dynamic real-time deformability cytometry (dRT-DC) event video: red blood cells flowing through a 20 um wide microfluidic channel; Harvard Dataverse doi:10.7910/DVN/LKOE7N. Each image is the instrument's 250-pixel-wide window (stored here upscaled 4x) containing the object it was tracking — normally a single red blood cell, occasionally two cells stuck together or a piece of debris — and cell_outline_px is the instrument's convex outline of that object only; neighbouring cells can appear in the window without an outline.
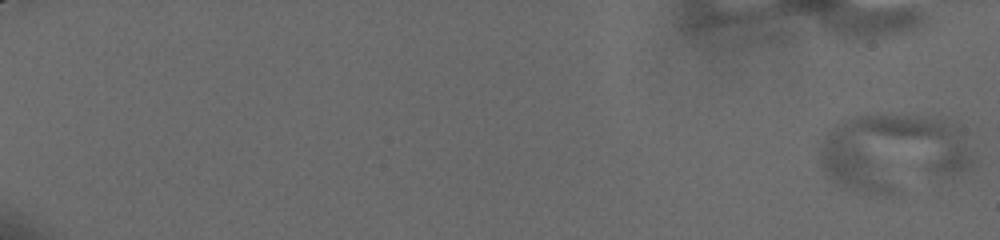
{"species": "human", "species_latin": "Homo sapiens", "temperature_condition": "cold", "stored_images_in_passage": 47, "camera_frame_rate_fps": 3000, "um_per_image_px": 0.085, "donor": {"sex": "male"}, "frame": {"image": 1, "passage_image": 1, "time_ms": 0.0, "image_size_px": [1000, 240], "cell_outline_px": [[976, 160], [972, 168], [952, 176], [892, 192], [872, 192], [844, 188], [824, 172], [820, 168], [816, 152], [820, 140], [824, 132], [836, 124], [860, 116], [924, 116], [956, 124], [972, 152]], "centroid_in_image_um": [75.88, 12.96], "position_along_channel_um": 9.1, "area_um2": 69.19}}